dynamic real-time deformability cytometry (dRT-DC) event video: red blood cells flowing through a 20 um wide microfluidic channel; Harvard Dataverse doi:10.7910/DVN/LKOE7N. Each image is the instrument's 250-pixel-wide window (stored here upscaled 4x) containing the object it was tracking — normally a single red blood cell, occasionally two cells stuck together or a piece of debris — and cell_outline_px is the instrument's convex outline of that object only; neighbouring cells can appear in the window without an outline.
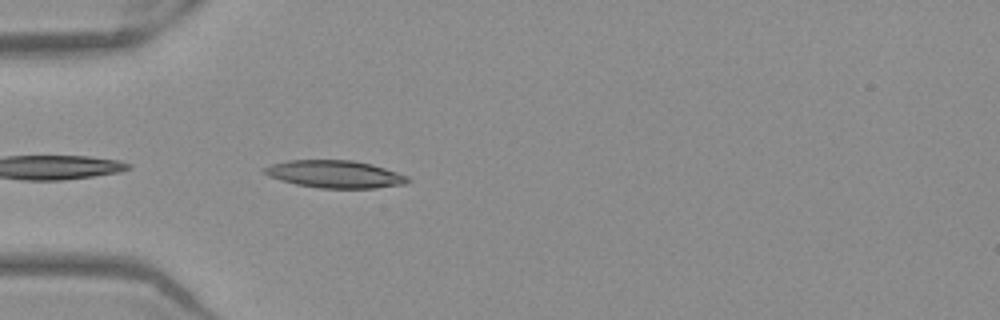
{"species": "Egyptian fruit bat (a non-hibernating species)", "species_latin": "Rousettus aegyptiacus", "temperature_condition": "warm", "stored_images_in_passage": 8, "camera_frame_rate_fps": 3000, "um_per_image_px": 0.085, "frame": {"image": 1, "passage_image": 3, "time_ms": 0.667, "image_size_px": [1000, 320], "cell_outline_px": [[412, 180], [404, 184], [376, 188], [320, 188], [296, 184], [280, 180], [268, 176], [260, 168], [272, 164], [288, 160], [352, 160], [372, 164], [408, 176]], "centroid_in_image_um": [28.45, 14.8], "position_along_channel_um": 56.5, "area_um2": 23.0}}